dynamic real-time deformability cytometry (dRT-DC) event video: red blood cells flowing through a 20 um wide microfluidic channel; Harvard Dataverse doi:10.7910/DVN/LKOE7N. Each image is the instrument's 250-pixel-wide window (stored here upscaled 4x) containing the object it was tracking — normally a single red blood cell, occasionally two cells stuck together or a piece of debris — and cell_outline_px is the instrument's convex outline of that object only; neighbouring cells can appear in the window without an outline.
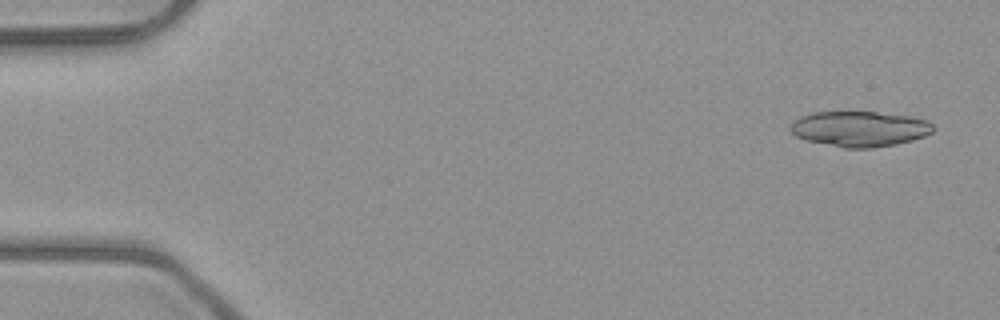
{"species": "common noctule bat (a hibernating species)", "species_latin": "Nyctalus noctula", "temperature_condition": "room temperature", "stored_images_in_passage": 5, "camera_frame_rate_fps": 3000, "um_per_image_px": 0.085, "animal": {"sex": "male", "body_mass_g": 23.1, "forearm_length_mm": 52.7}, "frame": {"image": 1, "passage_image": 1, "time_ms": 0.0, "image_size_px": [1000, 320], "cell_outline_px": [[932, 132], [924, 136], [912, 140], [896, 144], [872, 148], [844, 148], [808, 140], [796, 136], [792, 132], [792, 120], [800, 116], [812, 112], [876, 112], [912, 116], [928, 120], [932, 124]], "centroid_in_image_um": [73.08, 10.94], "position_along_channel_um": 11.9, "area_um2": 29.36}}